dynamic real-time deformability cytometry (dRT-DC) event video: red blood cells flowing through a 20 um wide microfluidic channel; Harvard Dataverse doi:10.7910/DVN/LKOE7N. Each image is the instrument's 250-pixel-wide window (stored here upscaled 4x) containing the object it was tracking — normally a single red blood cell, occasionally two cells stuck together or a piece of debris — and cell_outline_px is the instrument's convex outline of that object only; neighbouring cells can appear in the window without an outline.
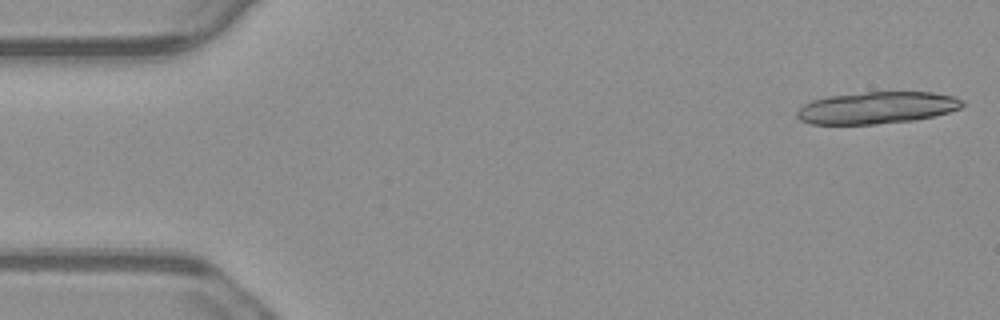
{"species": "common noctule bat (a hibernating species)", "species_latin": "Nyctalus noctula", "temperature_condition": "warm", "stored_images_in_passage": 17, "camera_frame_rate_fps": 3000, "um_per_image_px": 0.085, "animal": {"sex": "male", "body_mass_g": 23.1, "forearm_length_mm": 52.7}, "frame": {"image": 1, "passage_image": 1, "time_ms": 0.0, "image_size_px": [1000, 320], "cell_outline_px": [[964, 104], [960, 108], [948, 112], [916, 120], [876, 124], [812, 124], [800, 120], [796, 116], [796, 112], [804, 104], [812, 100], [828, 96], [864, 92], [932, 92], [952, 96], [964, 100]], "centroid_in_image_um": [74.52, 9.16], "position_along_channel_um": 10.5, "area_um2": 30.81}}